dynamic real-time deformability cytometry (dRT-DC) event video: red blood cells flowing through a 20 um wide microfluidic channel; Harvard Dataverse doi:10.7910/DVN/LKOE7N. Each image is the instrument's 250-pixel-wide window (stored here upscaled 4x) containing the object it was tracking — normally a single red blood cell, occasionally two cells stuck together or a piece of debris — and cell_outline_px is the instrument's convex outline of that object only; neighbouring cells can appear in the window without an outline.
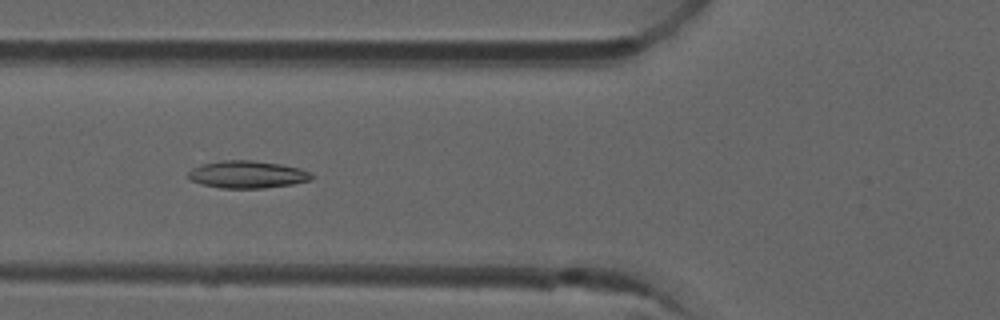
{"species": "common noctule bat (a hibernating species)", "species_latin": "Nyctalus noctula", "temperature_condition": "room temperature", "stored_images_in_passage": 51, "camera_frame_rate_fps": 3000, "um_per_image_px": 0.085, "animal": {"sex": "male", "forearm_length_mm": 52.5}, "frame": {"image": 1, "passage_image": 19, "time_ms": 6.0, "image_size_px": [1000, 320], "cell_outline_px": [[316, 176], [308, 180], [292, 184], [264, 188], [220, 188], [200, 184], [192, 180], [188, 176], [188, 172], [192, 168], [200, 164], [224, 160], [252, 160], [280, 164], [300, 168]], "centroid_in_image_um": [21.0, 14.83], "position_along_channel_um": 104.8, "area_um2": 19.65}}
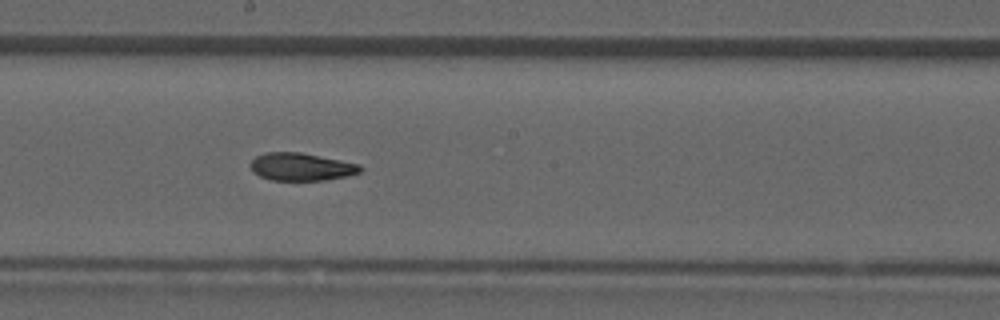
{"frame": {"image": 2, "passage_image": 28, "time_ms": 9.0, "image_size_px": [1000, 320], "cell_outline_px": [[364, 168], [360, 172], [348, 176], [328, 180], [272, 180], [260, 176], [252, 172], [248, 164], [256, 156], [264, 152], [300, 152], [360, 164]], "centroid_in_image_um": [25.59, 14.18], "position_along_channel_um": 222.6, "area_um2": 17.92}}
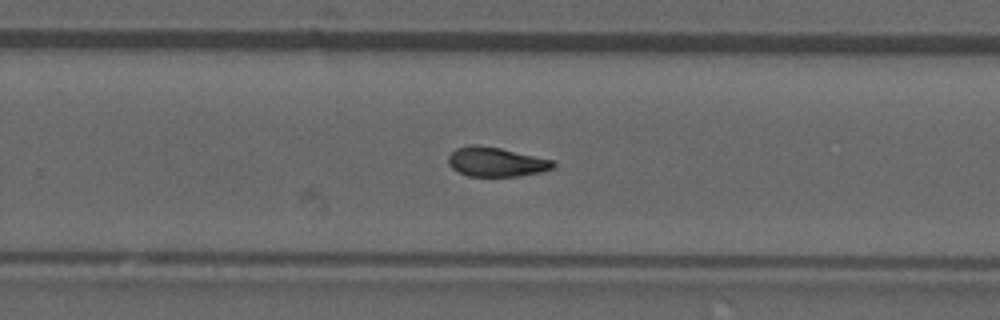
{"frame": {"image": 3, "passage_image": 33, "time_ms": 10.667, "image_size_px": [1000, 320], "cell_outline_px": [[556, 164], [552, 168], [540, 172], [516, 176], [468, 176], [452, 168], [448, 164], [448, 156], [456, 148], [468, 144], [476, 144], [500, 148], [552, 160]], "centroid_in_image_um": [42.12, 13.75], "position_along_channel_um": 287.7, "area_um2": 17.8}, "authors_computed_cell_mechanics": {"area_um2": 18.4382, "velocity_mm_per_s": 3.9228, "shape_relaxation_time_tau1_ms": null, "shape_relaxation_time_tau2_ms": 3.5948, "deformation_change_tau1": null, "deformation_change_tau2": 0.0975}}